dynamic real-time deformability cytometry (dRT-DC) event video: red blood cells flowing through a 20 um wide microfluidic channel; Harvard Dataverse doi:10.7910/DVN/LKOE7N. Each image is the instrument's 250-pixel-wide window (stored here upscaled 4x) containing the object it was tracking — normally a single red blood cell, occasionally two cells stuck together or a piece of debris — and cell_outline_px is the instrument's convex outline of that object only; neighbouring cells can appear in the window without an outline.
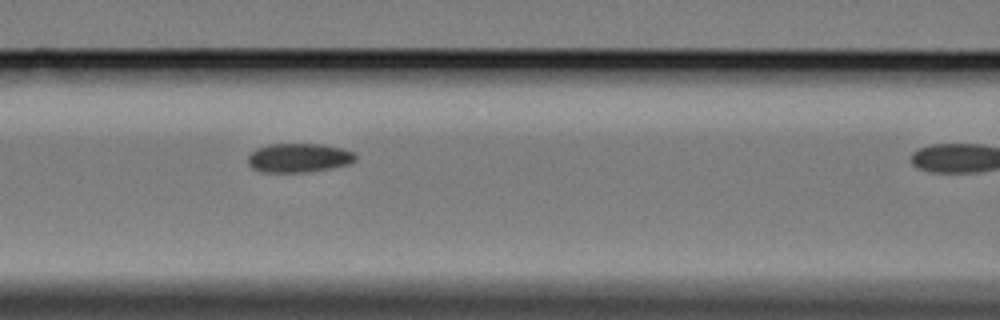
{"species": "Egyptian fruit bat (a non-hibernating species)", "species_latin": "Rousettus aegyptiacus", "temperature_condition": "cold", "stored_images_in_passage": 4, "camera_frame_rate_fps": 3000, "um_per_image_px": 0.085, "animal": {"sex": "female"}, "frame": {"image": 1, "passage_image": 3, "time_ms": 2.333, "image_size_px": [1000, 320], "cell_outline_px": [[356, 160], [348, 164], [332, 168], [308, 172], [260, 172], [252, 168], [248, 164], [248, 156], [256, 148], [268, 144], [320, 144], [344, 148], [356, 152]], "centroid_in_image_um": [25.41, 13.41], "position_along_channel_um": 141.2, "area_um2": 18.44}}